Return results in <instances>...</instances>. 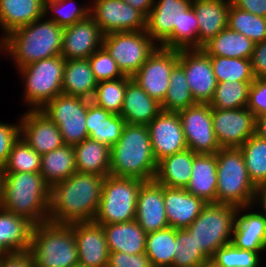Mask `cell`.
Returning a JSON list of instances; mask_svg holds the SVG:
<instances>
[{
    "instance_id": "1",
    "label": "cell",
    "mask_w": 266,
    "mask_h": 267,
    "mask_svg": "<svg viewBox=\"0 0 266 267\" xmlns=\"http://www.w3.org/2000/svg\"><path fill=\"white\" fill-rule=\"evenodd\" d=\"M105 176L75 172L50 188L48 221L55 224L92 222L100 205Z\"/></svg>"
},
{
    "instance_id": "2",
    "label": "cell",
    "mask_w": 266,
    "mask_h": 267,
    "mask_svg": "<svg viewBox=\"0 0 266 267\" xmlns=\"http://www.w3.org/2000/svg\"><path fill=\"white\" fill-rule=\"evenodd\" d=\"M50 187L40 173L0 172V207L35 225L48 222Z\"/></svg>"
},
{
    "instance_id": "3",
    "label": "cell",
    "mask_w": 266,
    "mask_h": 267,
    "mask_svg": "<svg viewBox=\"0 0 266 267\" xmlns=\"http://www.w3.org/2000/svg\"><path fill=\"white\" fill-rule=\"evenodd\" d=\"M157 166L147 125L126 123L119 141L111 147L110 175L147 182L155 179Z\"/></svg>"
},
{
    "instance_id": "4",
    "label": "cell",
    "mask_w": 266,
    "mask_h": 267,
    "mask_svg": "<svg viewBox=\"0 0 266 267\" xmlns=\"http://www.w3.org/2000/svg\"><path fill=\"white\" fill-rule=\"evenodd\" d=\"M63 30L64 27L43 16L5 36L6 56L15 61L18 70L30 63L61 55Z\"/></svg>"
},
{
    "instance_id": "5",
    "label": "cell",
    "mask_w": 266,
    "mask_h": 267,
    "mask_svg": "<svg viewBox=\"0 0 266 267\" xmlns=\"http://www.w3.org/2000/svg\"><path fill=\"white\" fill-rule=\"evenodd\" d=\"M29 252L41 267H73L79 264L73 228L45 222L34 225Z\"/></svg>"
},
{
    "instance_id": "6",
    "label": "cell",
    "mask_w": 266,
    "mask_h": 267,
    "mask_svg": "<svg viewBox=\"0 0 266 267\" xmlns=\"http://www.w3.org/2000/svg\"><path fill=\"white\" fill-rule=\"evenodd\" d=\"M216 203L235 207L252 205L256 186L250 180L239 148H221L216 152Z\"/></svg>"
},
{
    "instance_id": "7",
    "label": "cell",
    "mask_w": 266,
    "mask_h": 267,
    "mask_svg": "<svg viewBox=\"0 0 266 267\" xmlns=\"http://www.w3.org/2000/svg\"><path fill=\"white\" fill-rule=\"evenodd\" d=\"M237 207L223 203H207L202 212L185 228L193 244L211 259L215 252L231 243Z\"/></svg>"
},
{
    "instance_id": "8",
    "label": "cell",
    "mask_w": 266,
    "mask_h": 267,
    "mask_svg": "<svg viewBox=\"0 0 266 267\" xmlns=\"http://www.w3.org/2000/svg\"><path fill=\"white\" fill-rule=\"evenodd\" d=\"M65 61L58 55L18 69L23 80V100L27 109H41L49 100L62 94Z\"/></svg>"
},
{
    "instance_id": "9",
    "label": "cell",
    "mask_w": 266,
    "mask_h": 267,
    "mask_svg": "<svg viewBox=\"0 0 266 267\" xmlns=\"http://www.w3.org/2000/svg\"><path fill=\"white\" fill-rule=\"evenodd\" d=\"M143 183L136 178L107 175L93 221L97 224H113L135 220L137 196Z\"/></svg>"
},
{
    "instance_id": "10",
    "label": "cell",
    "mask_w": 266,
    "mask_h": 267,
    "mask_svg": "<svg viewBox=\"0 0 266 267\" xmlns=\"http://www.w3.org/2000/svg\"><path fill=\"white\" fill-rule=\"evenodd\" d=\"M91 100L59 94L40 110L59 128L65 145H77L89 138L86 128L88 104Z\"/></svg>"
},
{
    "instance_id": "11",
    "label": "cell",
    "mask_w": 266,
    "mask_h": 267,
    "mask_svg": "<svg viewBox=\"0 0 266 267\" xmlns=\"http://www.w3.org/2000/svg\"><path fill=\"white\" fill-rule=\"evenodd\" d=\"M191 4V0H154L146 17L148 36L162 48L181 50L182 16Z\"/></svg>"
},
{
    "instance_id": "12",
    "label": "cell",
    "mask_w": 266,
    "mask_h": 267,
    "mask_svg": "<svg viewBox=\"0 0 266 267\" xmlns=\"http://www.w3.org/2000/svg\"><path fill=\"white\" fill-rule=\"evenodd\" d=\"M103 46L121 72L132 77L159 47L145 30L104 35Z\"/></svg>"
},
{
    "instance_id": "13",
    "label": "cell",
    "mask_w": 266,
    "mask_h": 267,
    "mask_svg": "<svg viewBox=\"0 0 266 267\" xmlns=\"http://www.w3.org/2000/svg\"><path fill=\"white\" fill-rule=\"evenodd\" d=\"M91 1L90 16L104 35L113 32H135L146 29V16L123 0Z\"/></svg>"
},
{
    "instance_id": "14",
    "label": "cell",
    "mask_w": 266,
    "mask_h": 267,
    "mask_svg": "<svg viewBox=\"0 0 266 267\" xmlns=\"http://www.w3.org/2000/svg\"><path fill=\"white\" fill-rule=\"evenodd\" d=\"M187 147L196 154H213L220 150L215 137L212 108L197 103L178 112Z\"/></svg>"
},
{
    "instance_id": "15",
    "label": "cell",
    "mask_w": 266,
    "mask_h": 267,
    "mask_svg": "<svg viewBox=\"0 0 266 267\" xmlns=\"http://www.w3.org/2000/svg\"><path fill=\"white\" fill-rule=\"evenodd\" d=\"M179 61V50L158 47L132 79L152 98L161 103L169 88L171 70Z\"/></svg>"
},
{
    "instance_id": "16",
    "label": "cell",
    "mask_w": 266,
    "mask_h": 267,
    "mask_svg": "<svg viewBox=\"0 0 266 267\" xmlns=\"http://www.w3.org/2000/svg\"><path fill=\"white\" fill-rule=\"evenodd\" d=\"M215 137L220 148H239L256 133V117L247 108H212Z\"/></svg>"
},
{
    "instance_id": "17",
    "label": "cell",
    "mask_w": 266,
    "mask_h": 267,
    "mask_svg": "<svg viewBox=\"0 0 266 267\" xmlns=\"http://www.w3.org/2000/svg\"><path fill=\"white\" fill-rule=\"evenodd\" d=\"M178 64L184 70L186 82L195 102L209 104L218 84L211 56L201 48L179 50Z\"/></svg>"
},
{
    "instance_id": "18",
    "label": "cell",
    "mask_w": 266,
    "mask_h": 267,
    "mask_svg": "<svg viewBox=\"0 0 266 267\" xmlns=\"http://www.w3.org/2000/svg\"><path fill=\"white\" fill-rule=\"evenodd\" d=\"M21 115V118H18L20 136L39 155L42 156L64 145L59 128L40 109H27Z\"/></svg>"
},
{
    "instance_id": "19",
    "label": "cell",
    "mask_w": 266,
    "mask_h": 267,
    "mask_svg": "<svg viewBox=\"0 0 266 267\" xmlns=\"http://www.w3.org/2000/svg\"><path fill=\"white\" fill-rule=\"evenodd\" d=\"M147 127L157 162L188 148L178 112L161 111Z\"/></svg>"
},
{
    "instance_id": "20",
    "label": "cell",
    "mask_w": 266,
    "mask_h": 267,
    "mask_svg": "<svg viewBox=\"0 0 266 267\" xmlns=\"http://www.w3.org/2000/svg\"><path fill=\"white\" fill-rule=\"evenodd\" d=\"M104 34L94 19H86L64 27L61 56L65 60L88 59L103 46Z\"/></svg>"
},
{
    "instance_id": "21",
    "label": "cell",
    "mask_w": 266,
    "mask_h": 267,
    "mask_svg": "<svg viewBox=\"0 0 266 267\" xmlns=\"http://www.w3.org/2000/svg\"><path fill=\"white\" fill-rule=\"evenodd\" d=\"M73 228L79 265L107 267L110 255L102 225L92 222L69 224Z\"/></svg>"
},
{
    "instance_id": "22",
    "label": "cell",
    "mask_w": 266,
    "mask_h": 267,
    "mask_svg": "<svg viewBox=\"0 0 266 267\" xmlns=\"http://www.w3.org/2000/svg\"><path fill=\"white\" fill-rule=\"evenodd\" d=\"M253 207L258 211H253ZM231 243L260 255L266 251V216L253 204L237 207Z\"/></svg>"
},
{
    "instance_id": "23",
    "label": "cell",
    "mask_w": 266,
    "mask_h": 267,
    "mask_svg": "<svg viewBox=\"0 0 266 267\" xmlns=\"http://www.w3.org/2000/svg\"><path fill=\"white\" fill-rule=\"evenodd\" d=\"M136 222L146 232L169 227L163 197V185L155 180L144 182L138 192Z\"/></svg>"
},
{
    "instance_id": "24",
    "label": "cell",
    "mask_w": 266,
    "mask_h": 267,
    "mask_svg": "<svg viewBox=\"0 0 266 267\" xmlns=\"http://www.w3.org/2000/svg\"><path fill=\"white\" fill-rule=\"evenodd\" d=\"M163 197L168 224L175 229L189 227L207 204L186 189L163 186Z\"/></svg>"
},
{
    "instance_id": "25",
    "label": "cell",
    "mask_w": 266,
    "mask_h": 267,
    "mask_svg": "<svg viewBox=\"0 0 266 267\" xmlns=\"http://www.w3.org/2000/svg\"><path fill=\"white\" fill-rule=\"evenodd\" d=\"M231 0H194L192 8L198 21V49L227 28Z\"/></svg>"
},
{
    "instance_id": "26",
    "label": "cell",
    "mask_w": 266,
    "mask_h": 267,
    "mask_svg": "<svg viewBox=\"0 0 266 267\" xmlns=\"http://www.w3.org/2000/svg\"><path fill=\"white\" fill-rule=\"evenodd\" d=\"M160 103L132 78L127 82L120 116L128 124L148 125L160 112Z\"/></svg>"
},
{
    "instance_id": "27",
    "label": "cell",
    "mask_w": 266,
    "mask_h": 267,
    "mask_svg": "<svg viewBox=\"0 0 266 267\" xmlns=\"http://www.w3.org/2000/svg\"><path fill=\"white\" fill-rule=\"evenodd\" d=\"M125 124L120 115L113 114L92 101L89 102L86 128L90 139L111 148L119 141Z\"/></svg>"
},
{
    "instance_id": "28",
    "label": "cell",
    "mask_w": 266,
    "mask_h": 267,
    "mask_svg": "<svg viewBox=\"0 0 266 267\" xmlns=\"http://www.w3.org/2000/svg\"><path fill=\"white\" fill-rule=\"evenodd\" d=\"M34 223L0 207V247L6 252L29 251Z\"/></svg>"
},
{
    "instance_id": "29",
    "label": "cell",
    "mask_w": 266,
    "mask_h": 267,
    "mask_svg": "<svg viewBox=\"0 0 266 267\" xmlns=\"http://www.w3.org/2000/svg\"><path fill=\"white\" fill-rule=\"evenodd\" d=\"M110 252L126 254L145 253L147 233L136 220L113 224H100Z\"/></svg>"
},
{
    "instance_id": "30",
    "label": "cell",
    "mask_w": 266,
    "mask_h": 267,
    "mask_svg": "<svg viewBox=\"0 0 266 267\" xmlns=\"http://www.w3.org/2000/svg\"><path fill=\"white\" fill-rule=\"evenodd\" d=\"M190 194L206 203H216L217 161L216 153L194 156L191 179L185 188Z\"/></svg>"
},
{
    "instance_id": "31",
    "label": "cell",
    "mask_w": 266,
    "mask_h": 267,
    "mask_svg": "<svg viewBox=\"0 0 266 267\" xmlns=\"http://www.w3.org/2000/svg\"><path fill=\"white\" fill-rule=\"evenodd\" d=\"M44 16V0H0V32L6 36ZM2 30V31H1Z\"/></svg>"
},
{
    "instance_id": "32",
    "label": "cell",
    "mask_w": 266,
    "mask_h": 267,
    "mask_svg": "<svg viewBox=\"0 0 266 267\" xmlns=\"http://www.w3.org/2000/svg\"><path fill=\"white\" fill-rule=\"evenodd\" d=\"M194 153L189 148L158 162L155 181L169 188L185 189L191 179Z\"/></svg>"
},
{
    "instance_id": "33",
    "label": "cell",
    "mask_w": 266,
    "mask_h": 267,
    "mask_svg": "<svg viewBox=\"0 0 266 267\" xmlns=\"http://www.w3.org/2000/svg\"><path fill=\"white\" fill-rule=\"evenodd\" d=\"M97 81L94 78L88 59L65 61L62 94L92 100Z\"/></svg>"
},
{
    "instance_id": "34",
    "label": "cell",
    "mask_w": 266,
    "mask_h": 267,
    "mask_svg": "<svg viewBox=\"0 0 266 267\" xmlns=\"http://www.w3.org/2000/svg\"><path fill=\"white\" fill-rule=\"evenodd\" d=\"M75 166L78 173L110 175L111 148L86 138L73 146Z\"/></svg>"
},
{
    "instance_id": "35",
    "label": "cell",
    "mask_w": 266,
    "mask_h": 267,
    "mask_svg": "<svg viewBox=\"0 0 266 267\" xmlns=\"http://www.w3.org/2000/svg\"><path fill=\"white\" fill-rule=\"evenodd\" d=\"M254 42L228 27L202 46L209 56L251 59Z\"/></svg>"
},
{
    "instance_id": "36",
    "label": "cell",
    "mask_w": 266,
    "mask_h": 267,
    "mask_svg": "<svg viewBox=\"0 0 266 267\" xmlns=\"http://www.w3.org/2000/svg\"><path fill=\"white\" fill-rule=\"evenodd\" d=\"M76 171L73 146L63 145L41 156L40 174L45 183L53 185L69 178Z\"/></svg>"
},
{
    "instance_id": "37",
    "label": "cell",
    "mask_w": 266,
    "mask_h": 267,
    "mask_svg": "<svg viewBox=\"0 0 266 267\" xmlns=\"http://www.w3.org/2000/svg\"><path fill=\"white\" fill-rule=\"evenodd\" d=\"M175 248V228L169 226L147 233L145 254L153 267H172Z\"/></svg>"
},
{
    "instance_id": "38",
    "label": "cell",
    "mask_w": 266,
    "mask_h": 267,
    "mask_svg": "<svg viewBox=\"0 0 266 267\" xmlns=\"http://www.w3.org/2000/svg\"><path fill=\"white\" fill-rule=\"evenodd\" d=\"M197 104L192 96L183 68L177 63L171 70L169 88L164 100L160 103L161 110L179 112Z\"/></svg>"
},
{
    "instance_id": "39",
    "label": "cell",
    "mask_w": 266,
    "mask_h": 267,
    "mask_svg": "<svg viewBox=\"0 0 266 267\" xmlns=\"http://www.w3.org/2000/svg\"><path fill=\"white\" fill-rule=\"evenodd\" d=\"M239 149L253 184H266V140L254 134Z\"/></svg>"
},
{
    "instance_id": "40",
    "label": "cell",
    "mask_w": 266,
    "mask_h": 267,
    "mask_svg": "<svg viewBox=\"0 0 266 267\" xmlns=\"http://www.w3.org/2000/svg\"><path fill=\"white\" fill-rule=\"evenodd\" d=\"M87 3L79 5L75 0H46L44 16L59 26L67 27L90 15V3Z\"/></svg>"
},
{
    "instance_id": "41",
    "label": "cell",
    "mask_w": 266,
    "mask_h": 267,
    "mask_svg": "<svg viewBox=\"0 0 266 267\" xmlns=\"http://www.w3.org/2000/svg\"><path fill=\"white\" fill-rule=\"evenodd\" d=\"M227 27L251 39L254 44L266 39V18L238 9L232 3Z\"/></svg>"
},
{
    "instance_id": "42",
    "label": "cell",
    "mask_w": 266,
    "mask_h": 267,
    "mask_svg": "<svg viewBox=\"0 0 266 267\" xmlns=\"http://www.w3.org/2000/svg\"><path fill=\"white\" fill-rule=\"evenodd\" d=\"M211 64L217 82H253L251 60L234 57L211 56Z\"/></svg>"
},
{
    "instance_id": "43",
    "label": "cell",
    "mask_w": 266,
    "mask_h": 267,
    "mask_svg": "<svg viewBox=\"0 0 266 267\" xmlns=\"http://www.w3.org/2000/svg\"><path fill=\"white\" fill-rule=\"evenodd\" d=\"M252 82H220L209 102L211 108L237 109L247 106L249 88Z\"/></svg>"
},
{
    "instance_id": "44",
    "label": "cell",
    "mask_w": 266,
    "mask_h": 267,
    "mask_svg": "<svg viewBox=\"0 0 266 267\" xmlns=\"http://www.w3.org/2000/svg\"><path fill=\"white\" fill-rule=\"evenodd\" d=\"M131 78L125 75L116 80L97 82L96 91L91 101L113 114L120 115L127 82Z\"/></svg>"
},
{
    "instance_id": "45",
    "label": "cell",
    "mask_w": 266,
    "mask_h": 267,
    "mask_svg": "<svg viewBox=\"0 0 266 267\" xmlns=\"http://www.w3.org/2000/svg\"><path fill=\"white\" fill-rule=\"evenodd\" d=\"M41 155H39L25 140L19 138L13 143L6 165L0 172H31L39 173Z\"/></svg>"
},
{
    "instance_id": "46",
    "label": "cell",
    "mask_w": 266,
    "mask_h": 267,
    "mask_svg": "<svg viewBox=\"0 0 266 267\" xmlns=\"http://www.w3.org/2000/svg\"><path fill=\"white\" fill-rule=\"evenodd\" d=\"M176 254L172 267H199L209 258L193 244L192 235L186 229H175Z\"/></svg>"
},
{
    "instance_id": "47",
    "label": "cell",
    "mask_w": 266,
    "mask_h": 267,
    "mask_svg": "<svg viewBox=\"0 0 266 267\" xmlns=\"http://www.w3.org/2000/svg\"><path fill=\"white\" fill-rule=\"evenodd\" d=\"M260 254L252 250H245L228 243L220 247L211 258L220 267H260Z\"/></svg>"
},
{
    "instance_id": "48",
    "label": "cell",
    "mask_w": 266,
    "mask_h": 267,
    "mask_svg": "<svg viewBox=\"0 0 266 267\" xmlns=\"http://www.w3.org/2000/svg\"><path fill=\"white\" fill-rule=\"evenodd\" d=\"M88 60L97 82L116 80L125 76L104 46L95 51Z\"/></svg>"
},
{
    "instance_id": "49",
    "label": "cell",
    "mask_w": 266,
    "mask_h": 267,
    "mask_svg": "<svg viewBox=\"0 0 266 267\" xmlns=\"http://www.w3.org/2000/svg\"><path fill=\"white\" fill-rule=\"evenodd\" d=\"M198 21L192 6L183 14L181 21V50L198 49Z\"/></svg>"
},
{
    "instance_id": "50",
    "label": "cell",
    "mask_w": 266,
    "mask_h": 267,
    "mask_svg": "<svg viewBox=\"0 0 266 267\" xmlns=\"http://www.w3.org/2000/svg\"><path fill=\"white\" fill-rule=\"evenodd\" d=\"M20 136V123L0 121V171L6 165L13 143Z\"/></svg>"
},
{
    "instance_id": "51",
    "label": "cell",
    "mask_w": 266,
    "mask_h": 267,
    "mask_svg": "<svg viewBox=\"0 0 266 267\" xmlns=\"http://www.w3.org/2000/svg\"><path fill=\"white\" fill-rule=\"evenodd\" d=\"M246 107L255 117L266 113V78H255L251 83Z\"/></svg>"
},
{
    "instance_id": "52",
    "label": "cell",
    "mask_w": 266,
    "mask_h": 267,
    "mask_svg": "<svg viewBox=\"0 0 266 267\" xmlns=\"http://www.w3.org/2000/svg\"><path fill=\"white\" fill-rule=\"evenodd\" d=\"M107 267H153L145 253L110 252Z\"/></svg>"
},
{
    "instance_id": "53",
    "label": "cell",
    "mask_w": 266,
    "mask_h": 267,
    "mask_svg": "<svg viewBox=\"0 0 266 267\" xmlns=\"http://www.w3.org/2000/svg\"><path fill=\"white\" fill-rule=\"evenodd\" d=\"M250 60L254 78H266V39L254 45Z\"/></svg>"
},
{
    "instance_id": "54",
    "label": "cell",
    "mask_w": 266,
    "mask_h": 267,
    "mask_svg": "<svg viewBox=\"0 0 266 267\" xmlns=\"http://www.w3.org/2000/svg\"><path fill=\"white\" fill-rule=\"evenodd\" d=\"M1 267H34L29 251L5 253L1 257Z\"/></svg>"
},
{
    "instance_id": "55",
    "label": "cell",
    "mask_w": 266,
    "mask_h": 267,
    "mask_svg": "<svg viewBox=\"0 0 266 267\" xmlns=\"http://www.w3.org/2000/svg\"><path fill=\"white\" fill-rule=\"evenodd\" d=\"M240 10L266 18V0H231Z\"/></svg>"
},
{
    "instance_id": "56",
    "label": "cell",
    "mask_w": 266,
    "mask_h": 267,
    "mask_svg": "<svg viewBox=\"0 0 266 267\" xmlns=\"http://www.w3.org/2000/svg\"><path fill=\"white\" fill-rule=\"evenodd\" d=\"M123 1L128 5H130L132 8L139 10L146 17L149 15L154 5V0H123Z\"/></svg>"
},
{
    "instance_id": "57",
    "label": "cell",
    "mask_w": 266,
    "mask_h": 267,
    "mask_svg": "<svg viewBox=\"0 0 266 267\" xmlns=\"http://www.w3.org/2000/svg\"><path fill=\"white\" fill-rule=\"evenodd\" d=\"M266 216V184L256 187L255 200L253 203ZM262 209V210H261Z\"/></svg>"
},
{
    "instance_id": "58",
    "label": "cell",
    "mask_w": 266,
    "mask_h": 267,
    "mask_svg": "<svg viewBox=\"0 0 266 267\" xmlns=\"http://www.w3.org/2000/svg\"><path fill=\"white\" fill-rule=\"evenodd\" d=\"M266 140V113L256 117V133Z\"/></svg>"
},
{
    "instance_id": "59",
    "label": "cell",
    "mask_w": 266,
    "mask_h": 267,
    "mask_svg": "<svg viewBox=\"0 0 266 267\" xmlns=\"http://www.w3.org/2000/svg\"><path fill=\"white\" fill-rule=\"evenodd\" d=\"M0 53H3V56L7 54V42L4 36L0 38Z\"/></svg>"
},
{
    "instance_id": "60",
    "label": "cell",
    "mask_w": 266,
    "mask_h": 267,
    "mask_svg": "<svg viewBox=\"0 0 266 267\" xmlns=\"http://www.w3.org/2000/svg\"><path fill=\"white\" fill-rule=\"evenodd\" d=\"M199 267H220V266L212 259H208Z\"/></svg>"
},
{
    "instance_id": "61",
    "label": "cell",
    "mask_w": 266,
    "mask_h": 267,
    "mask_svg": "<svg viewBox=\"0 0 266 267\" xmlns=\"http://www.w3.org/2000/svg\"><path fill=\"white\" fill-rule=\"evenodd\" d=\"M6 252L0 247V258L5 254Z\"/></svg>"
},
{
    "instance_id": "62",
    "label": "cell",
    "mask_w": 266,
    "mask_h": 267,
    "mask_svg": "<svg viewBox=\"0 0 266 267\" xmlns=\"http://www.w3.org/2000/svg\"><path fill=\"white\" fill-rule=\"evenodd\" d=\"M73 267H85V266H82V265H79V264H78V265L73 266Z\"/></svg>"
}]
</instances>
